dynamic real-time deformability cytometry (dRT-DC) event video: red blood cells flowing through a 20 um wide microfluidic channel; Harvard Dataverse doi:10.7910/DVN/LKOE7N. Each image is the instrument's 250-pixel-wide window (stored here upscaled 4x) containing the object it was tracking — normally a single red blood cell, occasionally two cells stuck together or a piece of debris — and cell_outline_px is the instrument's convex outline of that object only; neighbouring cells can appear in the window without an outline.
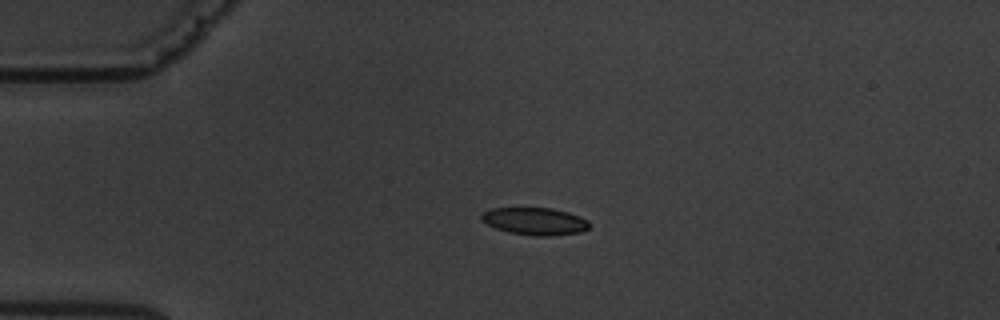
{"species": "common noctule bat (a hibernating species)", "species_latin": "Nyctalus noctula", "temperature_condition": "warm", "stored_images_in_passage": 3, "camera_frame_rate_fps": 3000, "um_per_image_px": 0.085, "animal": {"sex": "male", "body_mass_g": 19.5, "forearm_length_mm": 54.6}, "frame": {"image": 1, "passage_image": 2, "time_ms": 1.333, "image_size_px": [1000, 320], "cell_outline_px": [[588, 228], [580, 232], [552, 236], [536, 236], [508, 232], [496, 228], [480, 220], [480, 216], [484, 212], [492, 208], [552, 208], [568, 212], [580, 216], [588, 220]], "centroid_in_image_um": [45.46, 18.8], "position_along_channel_um": 39.5, "area_um2": 17.17}}